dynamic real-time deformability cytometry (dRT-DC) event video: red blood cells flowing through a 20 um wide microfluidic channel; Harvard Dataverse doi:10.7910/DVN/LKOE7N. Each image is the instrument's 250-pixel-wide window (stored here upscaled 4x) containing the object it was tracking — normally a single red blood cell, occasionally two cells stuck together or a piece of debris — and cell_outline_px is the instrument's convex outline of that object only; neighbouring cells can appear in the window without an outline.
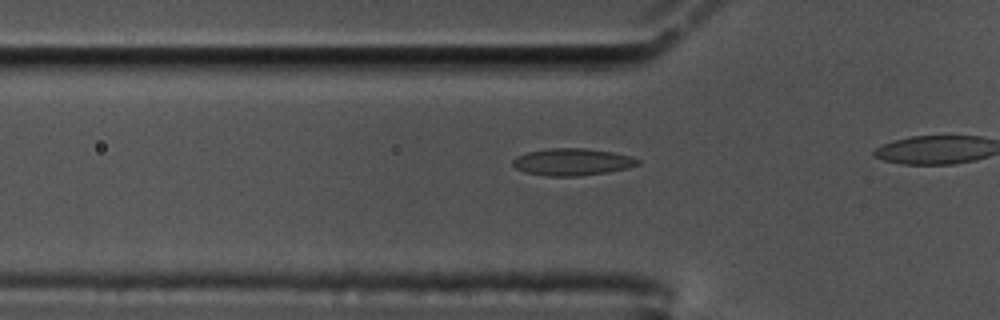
{"species": "common noctule bat (a hibernating species)", "species_latin": "Nyctalus noctula", "temperature_condition": "cold", "stored_images_in_passage": 21, "camera_frame_rate_fps": 3000, "um_per_image_px": 0.085, "animal": {"sex": "male", "body_mass_g": 17.5, "forearm_length_mm": 52.3}, "frame": {"image": 1, "passage_image": 15, "time_ms": 4.667, "image_size_px": [1000, 320], "cell_outline_px": [[640, 164], [628, 168], [608, 172], [580, 176], [548, 176], [524, 172], [516, 168], [512, 164], [512, 160], [516, 156], [528, 152], [548, 148], [584, 148], [612, 152], [632, 156], [640, 160]], "centroid_in_image_um": [48.65, 13.76], "position_along_channel_um": 77.2, "area_um2": 19.83}}